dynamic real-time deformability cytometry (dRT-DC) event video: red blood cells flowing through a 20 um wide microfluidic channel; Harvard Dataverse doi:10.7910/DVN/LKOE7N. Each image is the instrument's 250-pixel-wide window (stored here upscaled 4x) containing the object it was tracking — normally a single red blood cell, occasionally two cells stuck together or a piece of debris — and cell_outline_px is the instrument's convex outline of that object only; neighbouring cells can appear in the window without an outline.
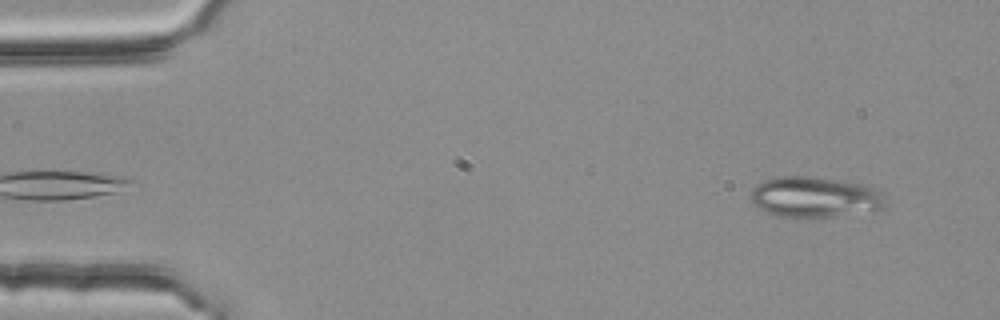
{"species": "common noctule bat (a hibernating species)", "species_latin": "Nyctalus noctula", "temperature_condition": "room temperature", "stored_images_in_passage": 10, "camera_frame_rate_fps": 3000, "um_per_image_px": 0.085, "animal": {"sex": "female", "body_mass_g": 25.1}, "frame": {"image": 1, "passage_image": 1, "time_ms": 0.0, "image_size_px": [1000, 320], "cell_outline_px": [[884, 208], [876, 212], [836, 216], [776, 216], [764, 212], [756, 208], [748, 200], [748, 192], [756, 184], [764, 180], [776, 176], [808, 176], [844, 180], [864, 184], [876, 188], [880, 192], [884, 204]], "centroid_in_image_um": [69.2, 16.74], "position_along_channel_um": 15.8, "area_um2": 32.66}}